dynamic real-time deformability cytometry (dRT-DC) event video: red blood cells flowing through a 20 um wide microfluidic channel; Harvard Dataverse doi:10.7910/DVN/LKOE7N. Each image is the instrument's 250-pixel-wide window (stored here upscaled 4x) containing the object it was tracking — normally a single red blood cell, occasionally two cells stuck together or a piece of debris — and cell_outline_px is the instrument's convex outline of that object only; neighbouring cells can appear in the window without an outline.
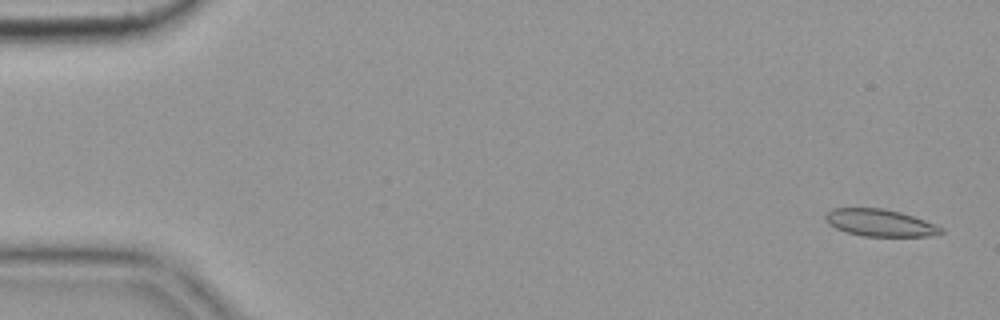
{"species": "common noctule bat (a hibernating species)", "species_latin": "Nyctalus noctula", "temperature_condition": "cold", "stored_images_in_passage": 55, "camera_frame_rate_fps": 3000, "um_per_image_px": 0.085, "animal": {"sex": "female", "body_mass_g": 19.9}, "frame": {"image": 1, "passage_image": 2, "time_ms": 0.333, "image_size_px": [1000, 320], "cell_outline_px": [[944, 232], [928, 236], [864, 236], [844, 232], [828, 224], [824, 220], [824, 216], [832, 208], [884, 208], [900, 212], [924, 220], [944, 228]], "centroid_in_image_um": [74.76, 18.94], "position_along_channel_um": 10.2, "area_um2": 18.26}}
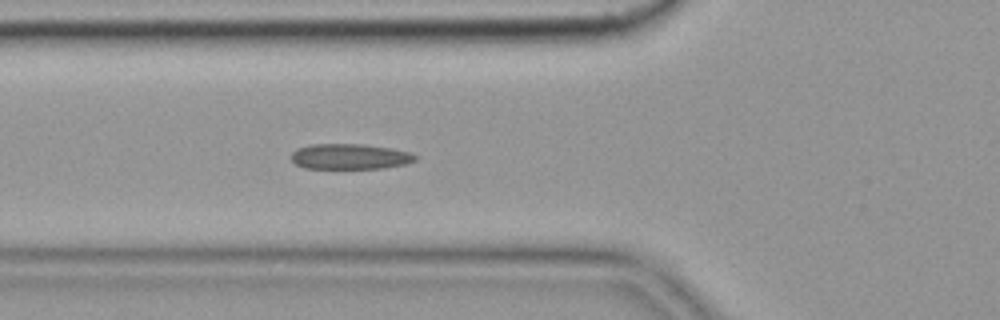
{"frame": {"image": 2, "passage_image": 20, "time_ms": 6.333, "image_size_px": [1000, 320], "cell_outline_px": [[416, 160], [404, 164], [384, 168], [304, 168], [296, 164], [292, 160], [292, 152], [296, 148], [312, 144], [364, 144], [388, 148], [408, 152], [416, 156]], "centroid_in_image_um": [29.7, 13.3], "position_along_channel_um": 96.1, "area_um2": 18.21}}
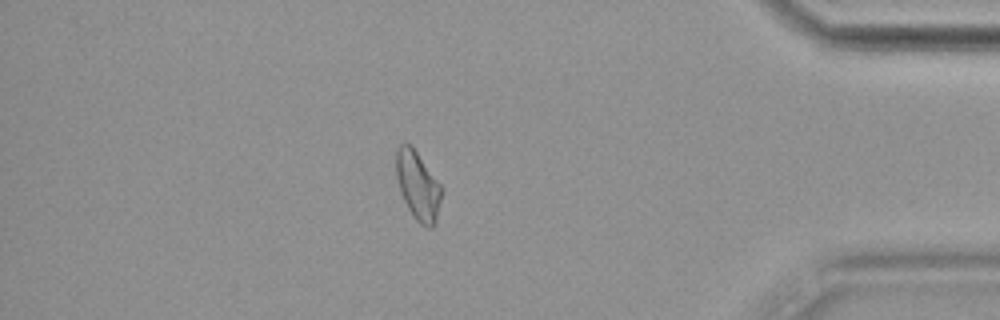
{"frame": {"image": 3, "passage_image": 48, "time_ms": 15.667, "image_size_px": [1000, 320], "cell_outline_px": [[444, 188], [436, 220], [432, 228], [428, 228], [420, 224], [416, 220], [408, 208], [400, 192], [396, 176], [396, 148], [400, 144], [408, 144], [416, 152]], "centroid_in_image_um": [35.53, 15.81], "position_along_channel_um": 399.7, "area_um2": 18.09}, "authors_computed_cell_mechanics": {"area_um2": 18.5538, "velocity_mm_per_s": 3.6245, "shape_relaxation_time_tau1_ms": 7.4831, "shape_relaxation_time_tau2_ms": 4.8406, "deformation_change_tau1": 0.1491, "deformation_change_tau2": 0.1132}}